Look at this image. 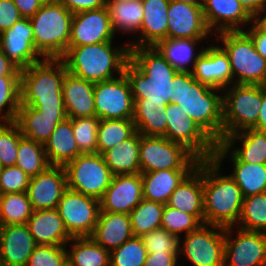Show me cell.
Instances as JSON below:
<instances>
[{
  "label": "cell",
  "instance_id": "obj_18",
  "mask_svg": "<svg viewBox=\"0 0 266 266\" xmlns=\"http://www.w3.org/2000/svg\"><path fill=\"white\" fill-rule=\"evenodd\" d=\"M67 189L64 166H49L44 172L30 177L27 194L33 211L56 209Z\"/></svg>",
  "mask_w": 266,
  "mask_h": 266
},
{
  "label": "cell",
  "instance_id": "obj_62",
  "mask_svg": "<svg viewBox=\"0 0 266 266\" xmlns=\"http://www.w3.org/2000/svg\"><path fill=\"white\" fill-rule=\"evenodd\" d=\"M44 3H57L60 2V0H42Z\"/></svg>",
  "mask_w": 266,
  "mask_h": 266
},
{
  "label": "cell",
  "instance_id": "obj_39",
  "mask_svg": "<svg viewBox=\"0 0 266 266\" xmlns=\"http://www.w3.org/2000/svg\"><path fill=\"white\" fill-rule=\"evenodd\" d=\"M136 131L133 119L100 120L97 131V153L103 154L118 143L121 144Z\"/></svg>",
  "mask_w": 266,
  "mask_h": 266
},
{
  "label": "cell",
  "instance_id": "obj_25",
  "mask_svg": "<svg viewBox=\"0 0 266 266\" xmlns=\"http://www.w3.org/2000/svg\"><path fill=\"white\" fill-rule=\"evenodd\" d=\"M169 3L170 0H142L143 21L138 40L127 43L129 47H154L167 38Z\"/></svg>",
  "mask_w": 266,
  "mask_h": 266
},
{
  "label": "cell",
  "instance_id": "obj_16",
  "mask_svg": "<svg viewBox=\"0 0 266 266\" xmlns=\"http://www.w3.org/2000/svg\"><path fill=\"white\" fill-rule=\"evenodd\" d=\"M107 6L73 14L69 46L113 41L115 38Z\"/></svg>",
  "mask_w": 266,
  "mask_h": 266
},
{
  "label": "cell",
  "instance_id": "obj_17",
  "mask_svg": "<svg viewBox=\"0 0 266 266\" xmlns=\"http://www.w3.org/2000/svg\"><path fill=\"white\" fill-rule=\"evenodd\" d=\"M0 50L20 70L43 59L34 46L33 27L29 18H21L0 34Z\"/></svg>",
  "mask_w": 266,
  "mask_h": 266
},
{
  "label": "cell",
  "instance_id": "obj_51",
  "mask_svg": "<svg viewBox=\"0 0 266 266\" xmlns=\"http://www.w3.org/2000/svg\"><path fill=\"white\" fill-rule=\"evenodd\" d=\"M30 177L17 166L2 167L0 195L27 192Z\"/></svg>",
  "mask_w": 266,
  "mask_h": 266
},
{
  "label": "cell",
  "instance_id": "obj_40",
  "mask_svg": "<svg viewBox=\"0 0 266 266\" xmlns=\"http://www.w3.org/2000/svg\"><path fill=\"white\" fill-rule=\"evenodd\" d=\"M15 166L19 167L29 177L44 172L50 166L44 145L22 136L18 144Z\"/></svg>",
  "mask_w": 266,
  "mask_h": 266
},
{
  "label": "cell",
  "instance_id": "obj_59",
  "mask_svg": "<svg viewBox=\"0 0 266 266\" xmlns=\"http://www.w3.org/2000/svg\"><path fill=\"white\" fill-rule=\"evenodd\" d=\"M254 129L266 131V86H262V103L257 124Z\"/></svg>",
  "mask_w": 266,
  "mask_h": 266
},
{
  "label": "cell",
  "instance_id": "obj_32",
  "mask_svg": "<svg viewBox=\"0 0 266 266\" xmlns=\"http://www.w3.org/2000/svg\"><path fill=\"white\" fill-rule=\"evenodd\" d=\"M67 118V115H49L37 111L27 105H20L16 122L24 137L45 144L57 124Z\"/></svg>",
  "mask_w": 266,
  "mask_h": 266
},
{
  "label": "cell",
  "instance_id": "obj_46",
  "mask_svg": "<svg viewBox=\"0 0 266 266\" xmlns=\"http://www.w3.org/2000/svg\"><path fill=\"white\" fill-rule=\"evenodd\" d=\"M22 136L16 121H0V164L2 167L15 166L18 144Z\"/></svg>",
  "mask_w": 266,
  "mask_h": 266
},
{
  "label": "cell",
  "instance_id": "obj_7",
  "mask_svg": "<svg viewBox=\"0 0 266 266\" xmlns=\"http://www.w3.org/2000/svg\"><path fill=\"white\" fill-rule=\"evenodd\" d=\"M216 35L228 54L233 84L262 85L266 75V59L255 49L244 31H224Z\"/></svg>",
  "mask_w": 266,
  "mask_h": 266
},
{
  "label": "cell",
  "instance_id": "obj_34",
  "mask_svg": "<svg viewBox=\"0 0 266 266\" xmlns=\"http://www.w3.org/2000/svg\"><path fill=\"white\" fill-rule=\"evenodd\" d=\"M102 155L113 175L139 174L140 133L136 131L130 138Z\"/></svg>",
  "mask_w": 266,
  "mask_h": 266
},
{
  "label": "cell",
  "instance_id": "obj_30",
  "mask_svg": "<svg viewBox=\"0 0 266 266\" xmlns=\"http://www.w3.org/2000/svg\"><path fill=\"white\" fill-rule=\"evenodd\" d=\"M204 39L207 38L171 39L167 37L159 41L154 47L177 72L191 73L197 59L205 49L203 46L201 47L202 49H198V51L196 50V45L199 42L203 43L202 41Z\"/></svg>",
  "mask_w": 266,
  "mask_h": 266
},
{
  "label": "cell",
  "instance_id": "obj_55",
  "mask_svg": "<svg viewBox=\"0 0 266 266\" xmlns=\"http://www.w3.org/2000/svg\"><path fill=\"white\" fill-rule=\"evenodd\" d=\"M250 26L249 30L244 29L243 31L250 37L257 52L266 59V34L254 23H251Z\"/></svg>",
  "mask_w": 266,
  "mask_h": 266
},
{
  "label": "cell",
  "instance_id": "obj_29",
  "mask_svg": "<svg viewBox=\"0 0 266 266\" xmlns=\"http://www.w3.org/2000/svg\"><path fill=\"white\" fill-rule=\"evenodd\" d=\"M133 236L129 214L100 211L90 237L110 252Z\"/></svg>",
  "mask_w": 266,
  "mask_h": 266
},
{
  "label": "cell",
  "instance_id": "obj_8",
  "mask_svg": "<svg viewBox=\"0 0 266 266\" xmlns=\"http://www.w3.org/2000/svg\"><path fill=\"white\" fill-rule=\"evenodd\" d=\"M223 140L231 134L253 128L262 103V85L233 84L222 90Z\"/></svg>",
  "mask_w": 266,
  "mask_h": 266
},
{
  "label": "cell",
  "instance_id": "obj_10",
  "mask_svg": "<svg viewBox=\"0 0 266 266\" xmlns=\"http://www.w3.org/2000/svg\"><path fill=\"white\" fill-rule=\"evenodd\" d=\"M67 188L100 200L113 174L99 153H84L64 166Z\"/></svg>",
  "mask_w": 266,
  "mask_h": 266
},
{
  "label": "cell",
  "instance_id": "obj_1",
  "mask_svg": "<svg viewBox=\"0 0 266 266\" xmlns=\"http://www.w3.org/2000/svg\"><path fill=\"white\" fill-rule=\"evenodd\" d=\"M178 72L155 47H130L125 65L134 102L167 105L173 94V79Z\"/></svg>",
  "mask_w": 266,
  "mask_h": 266
},
{
  "label": "cell",
  "instance_id": "obj_49",
  "mask_svg": "<svg viewBox=\"0 0 266 266\" xmlns=\"http://www.w3.org/2000/svg\"><path fill=\"white\" fill-rule=\"evenodd\" d=\"M147 253H179L180 239L160 227L141 236Z\"/></svg>",
  "mask_w": 266,
  "mask_h": 266
},
{
  "label": "cell",
  "instance_id": "obj_57",
  "mask_svg": "<svg viewBox=\"0 0 266 266\" xmlns=\"http://www.w3.org/2000/svg\"><path fill=\"white\" fill-rule=\"evenodd\" d=\"M0 76H20V69L1 50Z\"/></svg>",
  "mask_w": 266,
  "mask_h": 266
},
{
  "label": "cell",
  "instance_id": "obj_21",
  "mask_svg": "<svg viewBox=\"0 0 266 266\" xmlns=\"http://www.w3.org/2000/svg\"><path fill=\"white\" fill-rule=\"evenodd\" d=\"M167 17L168 38H208L212 34L200 5L170 0Z\"/></svg>",
  "mask_w": 266,
  "mask_h": 266
},
{
  "label": "cell",
  "instance_id": "obj_23",
  "mask_svg": "<svg viewBox=\"0 0 266 266\" xmlns=\"http://www.w3.org/2000/svg\"><path fill=\"white\" fill-rule=\"evenodd\" d=\"M228 156L233 163L229 176L239 186L244 198L266 192V164L242 162L223 142L216 143L213 159L221 165Z\"/></svg>",
  "mask_w": 266,
  "mask_h": 266
},
{
  "label": "cell",
  "instance_id": "obj_35",
  "mask_svg": "<svg viewBox=\"0 0 266 266\" xmlns=\"http://www.w3.org/2000/svg\"><path fill=\"white\" fill-rule=\"evenodd\" d=\"M235 141H240L241 148H234ZM242 162L266 164V131L254 128L245 129L228 135L222 141Z\"/></svg>",
  "mask_w": 266,
  "mask_h": 266
},
{
  "label": "cell",
  "instance_id": "obj_50",
  "mask_svg": "<svg viewBox=\"0 0 266 266\" xmlns=\"http://www.w3.org/2000/svg\"><path fill=\"white\" fill-rule=\"evenodd\" d=\"M66 263V246L37 245L26 266H64Z\"/></svg>",
  "mask_w": 266,
  "mask_h": 266
},
{
  "label": "cell",
  "instance_id": "obj_20",
  "mask_svg": "<svg viewBox=\"0 0 266 266\" xmlns=\"http://www.w3.org/2000/svg\"><path fill=\"white\" fill-rule=\"evenodd\" d=\"M191 74L196 81L219 90L233 85L230 59L221 45L205 47Z\"/></svg>",
  "mask_w": 266,
  "mask_h": 266
},
{
  "label": "cell",
  "instance_id": "obj_27",
  "mask_svg": "<svg viewBox=\"0 0 266 266\" xmlns=\"http://www.w3.org/2000/svg\"><path fill=\"white\" fill-rule=\"evenodd\" d=\"M62 93L67 118L95 116L94 83L66 73Z\"/></svg>",
  "mask_w": 266,
  "mask_h": 266
},
{
  "label": "cell",
  "instance_id": "obj_54",
  "mask_svg": "<svg viewBox=\"0 0 266 266\" xmlns=\"http://www.w3.org/2000/svg\"><path fill=\"white\" fill-rule=\"evenodd\" d=\"M179 253H147L144 266H177Z\"/></svg>",
  "mask_w": 266,
  "mask_h": 266
},
{
  "label": "cell",
  "instance_id": "obj_37",
  "mask_svg": "<svg viewBox=\"0 0 266 266\" xmlns=\"http://www.w3.org/2000/svg\"><path fill=\"white\" fill-rule=\"evenodd\" d=\"M67 263L70 266H110V252L91 237H72L68 242Z\"/></svg>",
  "mask_w": 266,
  "mask_h": 266
},
{
  "label": "cell",
  "instance_id": "obj_11",
  "mask_svg": "<svg viewBox=\"0 0 266 266\" xmlns=\"http://www.w3.org/2000/svg\"><path fill=\"white\" fill-rule=\"evenodd\" d=\"M224 248V228L202 224L183 240L180 237L179 255L185 256L192 266H223Z\"/></svg>",
  "mask_w": 266,
  "mask_h": 266
},
{
  "label": "cell",
  "instance_id": "obj_6",
  "mask_svg": "<svg viewBox=\"0 0 266 266\" xmlns=\"http://www.w3.org/2000/svg\"><path fill=\"white\" fill-rule=\"evenodd\" d=\"M29 19L42 58H61L69 47L73 13L60 2L44 3Z\"/></svg>",
  "mask_w": 266,
  "mask_h": 266
},
{
  "label": "cell",
  "instance_id": "obj_12",
  "mask_svg": "<svg viewBox=\"0 0 266 266\" xmlns=\"http://www.w3.org/2000/svg\"><path fill=\"white\" fill-rule=\"evenodd\" d=\"M165 138L185 146L199 160L213 159L216 143L177 104H167Z\"/></svg>",
  "mask_w": 266,
  "mask_h": 266
},
{
  "label": "cell",
  "instance_id": "obj_47",
  "mask_svg": "<svg viewBox=\"0 0 266 266\" xmlns=\"http://www.w3.org/2000/svg\"><path fill=\"white\" fill-rule=\"evenodd\" d=\"M75 141L82 154L97 153V131L100 119L96 116L71 118Z\"/></svg>",
  "mask_w": 266,
  "mask_h": 266
},
{
  "label": "cell",
  "instance_id": "obj_22",
  "mask_svg": "<svg viewBox=\"0 0 266 266\" xmlns=\"http://www.w3.org/2000/svg\"><path fill=\"white\" fill-rule=\"evenodd\" d=\"M202 10L207 27L212 33L243 31L246 24L253 23V17L239 0H203Z\"/></svg>",
  "mask_w": 266,
  "mask_h": 266
},
{
  "label": "cell",
  "instance_id": "obj_31",
  "mask_svg": "<svg viewBox=\"0 0 266 266\" xmlns=\"http://www.w3.org/2000/svg\"><path fill=\"white\" fill-rule=\"evenodd\" d=\"M44 148L50 166H65L82 154L75 141L70 118L57 124Z\"/></svg>",
  "mask_w": 266,
  "mask_h": 266
},
{
  "label": "cell",
  "instance_id": "obj_24",
  "mask_svg": "<svg viewBox=\"0 0 266 266\" xmlns=\"http://www.w3.org/2000/svg\"><path fill=\"white\" fill-rule=\"evenodd\" d=\"M36 246L26 224L0 225L1 266H26Z\"/></svg>",
  "mask_w": 266,
  "mask_h": 266
},
{
  "label": "cell",
  "instance_id": "obj_3",
  "mask_svg": "<svg viewBox=\"0 0 266 266\" xmlns=\"http://www.w3.org/2000/svg\"><path fill=\"white\" fill-rule=\"evenodd\" d=\"M66 73L61 58H43L20 70V105L43 114L66 115L62 93Z\"/></svg>",
  "mask_w": 266,
  "mask_h": 266
},
{
  "label": "cell",
  "instance_id": "obj_43",
  "mask_svg": "<svg viewBox=\"0 0 266 266\" xmlns=\"http://www.w3.org/2000/svg\"><path fill=\"white\" fill-rule=\"evenodd\" d=\"M236 226L244 230L266 233V192L244 198Z\"/></svg>",
  "mask_w": 266,
  "mask_h": 266
},
{
  "label": "cell",
  "instance_id": "obj_9",
  "mask_svg": "<svg viewBox=\"0 0 266 266\" xmlns=\"http://www.w3.org/2000/svg\"><path fill=\"white\" fill-rule=\"evenodd\" d=\"M199 161L181 144L165 137L140 134V173L156 170H194Z\"/></svg>",
  "mask_w": 266,
  "mask_h": 266
},
{
  "label": "cell",
  "instance_id": "obj_63",
  "mask_svg": "<svg viewBox=\"0 0 266 266\" xmlns=\"http://www.w3.org/2000/svg\"><path fill=\"white\" fill-rule=\"evenodd\" d=\"M262 86H266V75H265L264 81L262 83Z\"/></svg>",
  "mask_w": 266,
  "mask_h": 266
},
{
  "label": "cell",
  "instance_id": "obj_56",
  "mask_svg": "<svg viewBox=\"0 0 266 266\" xmlns=\"http://www.w3.org/2000/svg\"><path fill=\"white\" fill-rule=\"evenodd\" d=\"M23 18H31L44 4L42 0H13Z\"/></svg>",
  "mask_w": 266,
  "mask_h": 266
},
{
  "label": "cell",
  "instance_id": "obj_14",
  "mask_svg": "<svg viewBox=\"0 0 266 266\" xmlns=\"http://www.w3.org/2000/svg\"><path fill=\"white\" fill-rule=\"evenodd\" d=\"M234 228L236 237L232 234ZM224 238L223 266H266L265 232L227 227L224 228Z\"/></svg>",
  "mask_w": 266,
  "mask_h": 266
},
{
  "label": "cell",
  "instance_id": "obj_4",
  "mask_svg": "<svg viewBox=\"0 0 266 266\" xmlns=\"http://www.w3.org/2000/svg\"><path fill=\"white\" fill-rule=\"evenodd\" d=\"M129 58V45L123 44L116 48L113 41L69 46L61 57L67 72L93 83L111 80L117 78L115 77L117 75L121 76Z\"/></svg>",
  "mask_w": 266,
  "mask_h": 266
},
{
  "label": "cell",
  "instance_id": "obj_36",
  "mask_svg": "<svg viewBox=\"0 0 266 266\" xmlns=\"http://www.w3.org/2000/svg\"><path fill=\"white\" fill-rule=\"evenodd\" d=\"M114 33L135 34L143 21L142 0H106Z\"/></svg>",
  "mask_w": 266,
  "mask_h": 266
},
{
  "label": "cell",
  "instance_id": "obj_48",
  "mask_svg": "<svg viewBox=\"0 0 266 266\" xmlns=\"http://www.w3.org/2000/svg\"><path fill=\"white\" fill-rule=\"evenodd\" d=\"M202 223L192 214L174 209L167 204L164 206L161 227L180 239V233L197 230Z\"/></svg>",
  "mask_w": 266,
  "mask_h": 266
},
{
  "label": "cell",
  "instance_id": "obj_15",
  "mask_svg": "<svg viewBox=\"0 0 266 266\" xmlns=\"http://www.w3.org/2000/svg\"><path fill=\"white\" fill-rule=\"evenodd\" d=\"M95 116L105 119H133L134 100L125 74L94 83Z\"/></svg>",
  "mask_w": 266,
  "mask_h": 266
},
{
  "label": "cell",
  "instance_id": "obj_52",
  "mask_svg": "<svg viewBox=\"0 0 266 266\" xmlns=\"http://www.w3.org/2000/svg\"><path fill=\"white\" fill-rule=\"evenodd\" d=\"M23 18L13 0H0V34Z\"/></svg>",
  "mask_w": 266,
  "mask_h": 266
},
{
  "label": "cell",
  "instance_id": "obj_61",
  "mask_svg": "<svg viewBox=\"0 0 266 266\" xmlns=\"http://www.w3.org/2000/svg\"><path fill=\"white\" fill-rule=\"evenodd\" d=\"M173 1L188 3V4H194V5H200V6H202V4H203V0H173Z\"/></svg>",
  "mask_w": 266,
  "mask_h": 266
},
{
  "label": "cell",
  "instance_id": "obj_60",
  "mask_svg": "<svg viewBox=\"0 0 266 266\" xmlns=\"http://www.w3.org/2000/svg\"><path fill=\"white\" fill-rule=\"evenodd\" d=\"M253 23L266 34V9L253 18Z\"/></svg>",
  "mask_w": 266,
  "mask_h": 266
},
{
  "label": "cell",
  "instance_id": "obj_42",
  "mask_svg": "<svg viewBox=\"0 0 266 266\" xmlns=\"http://www.w3.org/2000/svg\"><path fill=\"white\" fill-rule=\"evenodd\" d=\"M32 213L27 192L0 195V225L26 224Z\"/></svg>",
  "mask_w": 266,
  "mask_h": 266
},
{
  "label": "cell",
  "instance_id": "obj_44",
  "mask_svg": "<svg viewBox=\"0 0 266 266\" xmlns=\"http://www.w3.org/2000/svg\"><path fill=\"white\" fill-rule=\"evenodd\" d=\"M19 107L20 76H0V121H15Z\"/></svg>",
  "mask_w": 266,
  "mask_h": 266
},
{
  "label": "cell",
  "instance_id": "obj_53",
  "mask_svg": "<svg viewBox=\"0 0 266 266\" xmlns=\"http://www.w3.org/2000/svg\"><path fill=\"white\" fill-rule=\"evenodd\" d=\"M60 3L73 14L106 6V0H60Z\"/></svg>",
  "mask_w": 266,
  "mask_h": 266
},
{
  "label": "cell",
  "instance_id": "obj_38",
  "mask_svg": "<svg viewBox=\"0 0 266 266\" xmlns=\"http://www.w3.org/2000/svg\"><path fill=\"white\" fill-rule=\"evenodd\" d=\"M166 105L134 102L133 122L144 136L164 137L167 128Z\"/></svg>",
  "mask_w": 266,
  "mask_h": 266
},
{
  "label": "cell",
  "instance_id": "obj_26",
  "mask_svg": "<svg viewBox=\"0 0 266 266\" xmlns=\"http://www.w3.org/2000/svg\"><path fill=\"white\" fill-rule=\"evenodd\" d=\"M203 160L174 190L168 206L194 215L204 224Z\"/></svg>",
  "mask_w": 266,
  "mask_h": 266
},
{
  "label": "cell",
  "instance_id": "obj_5",
  "mask_svg": "<svg viewBox=\"0 0 266 266\" xmlns=\"http://www.w3.org/2000/svg\"><path fill=\"white\" fill-rule=\"evenodd\" d=\"M214 159L203 160L204 224L234 227L241 215L243 194Z\"/></svg>",
  "mask_w": 266,
  "mask_h": 266
},
{
  "label": "cell",
  "instance_id": "obj_33",
  "mask_svg": "<svg viewBox=\"0 0 266 266\" xmlns=\"http://www.w3.org/2000/svg\"><path fill=\"white\" fill-rule=\"evenodd\" d=\"M193 170H156L141 173L143 198L166 205L174 190Z\"/></svg>",
  "mask_w": 266,
  "mask_h": 266
},
{
  "label": "cell",
  "instance_id": "obj_28",
  "mask_svg": "<svg viewBox=\"0 0 266 266\" xmlns=\"http://www.w3.org/2000/svg\"><path fill=\"white\" fill-rule=\"evenodd\" d=\"M26 225L37 245L65 246L72 239L57 209L33 211Z\"/></svg>",
  "mask_w": 266,
  "mask_h": 266
},
{
  "label": "cell",
  "instance_id": "obj_58",
  "mask_svg": "<svg viewBox=\"0 0 266 266\" xmlns=\"http://www.w3.org/2000/svg\"><path fill=\"white\" fill-rule=\"evenodd\" d=\"M239 2L253 18L266 9V0H239Z\"/></svg>",
  "mask_w": 266,
  "mask_h": 266
},
{
  "label": "cell",
  "instance_id": "obj_13",
  "mask_svg": "<svg viewBox=\"0 0 266 266\" xmlns=\"http://www.w3.org/2000/svg\"><path fill=\"white\" fill-rule=\"evenodd\" d=\"M57 211L71 237H90L100 213V201L67 189Z\"/></svg>",
  "mask_w": 266,
  "mask_h": 266
},
{
  "label": "cell",
  "instance_id": "obj_41",
  "mask_svg": "<svg viewBox=\"0 0 266 266\" xmlns=\"http://www.w3.org/2000/svg\"><path fill=\"white\" fill-rule=\"evenodd\" d=\"M164 204L142 199L140 204L129 213L134 236L141 237L161 227Z\"/></svg>",
  "mask_w": 266,
  "mask_h": 266
},
{
  "label": "cell",
  "instance_id": "obj_19",
  "mask_svg": "<svg viewBox=\"0 0 266 266\" xmlns=\"http://www.w3.org/2000/svg\"><path fill=\"white\" fill-rule=\"evenodd\" d=\"M142 199L141 173L113 175L111 184L99 200L100 211L129 214Z\"/></svg>",
  "mask_w": 266,
  "mask_h": 266
},
{
  "label": "cell",
  "instance_id": "obj_2",
  "mask_svg": "<svg viewBox=\"0 0 266 266\" xmlns=\"http://www.w3.org/2000/svg\"><path fill=\"white\" fill-rule=\"evenodd\" d=\"M221 92L196 81L191 73L178 72L173 79L174 96L169 103L177 104L215 143H220L223 141Z\"/></svg>",
  "mask_w": 266,
  "mask_h": 266
},
{
  "label": "cell",
  "instance_id": "obj_45",
  "mask_svg": "<svg viewBox=\"0 0 266 266\" xmlns=\"http://www.w3.org/2000/svg\"><path fill=\"white\" fill-rule=\"evenodd\" d=\"M147 250L139 236H133L110 251V266H144Z\"/></svg>",
  "mask_w": 266,
  "mask_h": 266
}]
</instances>
